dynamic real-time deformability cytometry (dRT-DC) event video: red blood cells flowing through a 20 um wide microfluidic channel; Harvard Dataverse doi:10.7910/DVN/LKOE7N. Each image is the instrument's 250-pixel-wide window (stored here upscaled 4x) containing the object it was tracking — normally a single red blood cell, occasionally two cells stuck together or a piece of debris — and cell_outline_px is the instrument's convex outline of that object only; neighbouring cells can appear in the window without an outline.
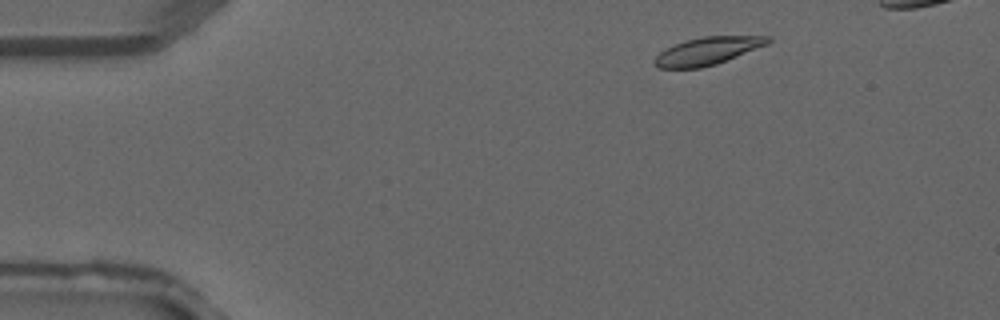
{"species": "common noctule bat (a hibernating species)", "species_latin": "Nyctalus noctula", "temperature_condition": "warm", "stored_images_in_passage": 3, "camera_frame_rate_fps": 3000, "um_per_image_px": 0.085, "animal": {"sex": "male", "forearm_length_mm": 52.5}, "frame": {"image": 1, "passage_image": 1, "time_ms": 0.0, "image_size_px": [1000, 320], "cell_outline_px": [[772, 40], [768, 44], [716, 64], [700, 68], [660, 68], [652, 64], [652, 60], [664, 48], [688, 40], [704, 36], [772, 36]], "centroid_in_image_um": [60.12, 4.33], "position_along_channel_um": 24.9, "area_um2": 18.21}}